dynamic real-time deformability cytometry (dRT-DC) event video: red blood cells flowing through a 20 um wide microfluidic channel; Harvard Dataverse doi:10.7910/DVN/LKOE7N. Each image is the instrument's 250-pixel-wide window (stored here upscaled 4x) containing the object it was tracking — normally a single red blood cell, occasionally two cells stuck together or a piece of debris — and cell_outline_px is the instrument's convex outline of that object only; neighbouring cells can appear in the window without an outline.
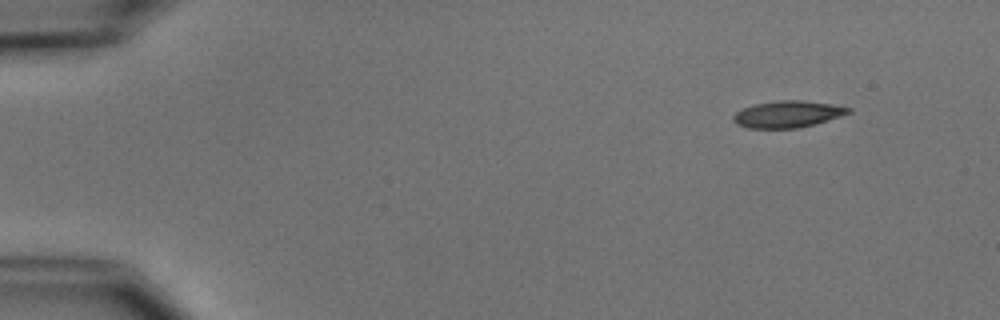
{"species": "common noctule bat (a hibernating species)", "species_latin": "Nyctalus noctula", "temperature_condition": "cold", "stored_images_in_passage": 3, "camera_frame_rate_fps": 3000, "um_per_image_px": 0.085, "animal": {"sex": "male", "body_mass_g": 15.6}, "frame": {"image": 1, "passage_image": 1, "time_ms": 0.0, "image_size_px": [1000, 320], "cell_outline_px": [[852, 112], [816, 124], [800, 128], [748, 128], [736, 124], [732, 120], [732, 116], [736, 112], [744, 108], [756, 104], [780, 100], [800, 100], [828, 104], [852, 108]], "centroid_in_image_um": [66.94, 9.72], "position_along_channel_um": 18.1, "area_um2": 17.8}}
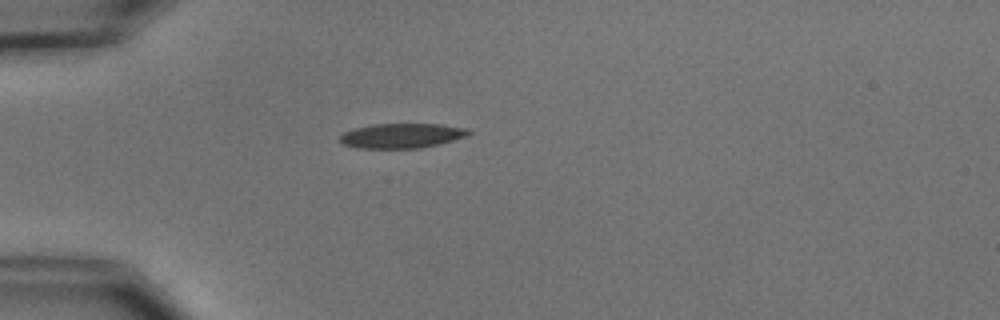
{"frame": {"image": 2, "passage_image": 3, "time_ms": 3.333, "image_size_px": [1000, 320], "cell_outline_px": [[472, 132], [468, 136], [420, 148], [356, 148], [344, 144], [340, 140], [340, 136], [344, 132], [356, 128], [372, 124], [440, 124], [468, 128]], "centroid_in_image_um": [34.17, 11.53], "position_along_channel_um": 50.8, "area_um2": 18.44}}